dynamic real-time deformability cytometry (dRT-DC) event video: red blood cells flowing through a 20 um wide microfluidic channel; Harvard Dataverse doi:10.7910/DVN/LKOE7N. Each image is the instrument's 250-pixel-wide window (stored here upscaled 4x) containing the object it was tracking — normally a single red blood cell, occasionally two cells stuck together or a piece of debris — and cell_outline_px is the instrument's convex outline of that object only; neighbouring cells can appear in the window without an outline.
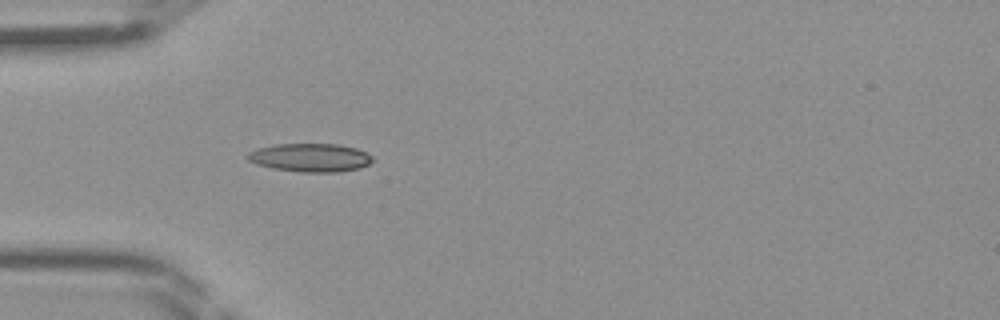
{"species": "Egyptian fruit bat (a non-hibernating species)", "species_latin": "Rousettus aegyptiacus", "temperature_condition": "room temperature", "stored_images_in_passage": 44, "camera_frame_rate_fps": 3000, "um_per_image_px": 0.085, "frame": {"image": 1, "passage_image": 13, "time_ms": 4.0, "image_size_px": [1000, 320], "cell_outline_px": [[376, 160], [360, 168], [340, 172], [300, 172], [272, 168], [256, 164], [248, 160], [248, 152], [256, 148], [276, 144], [340, 144], [356, 148], [372, 156]], "centroid_in_image_um": [26.39, 13.4], "position_along_channel_um": 58.6, "area_um2": 20.81}}
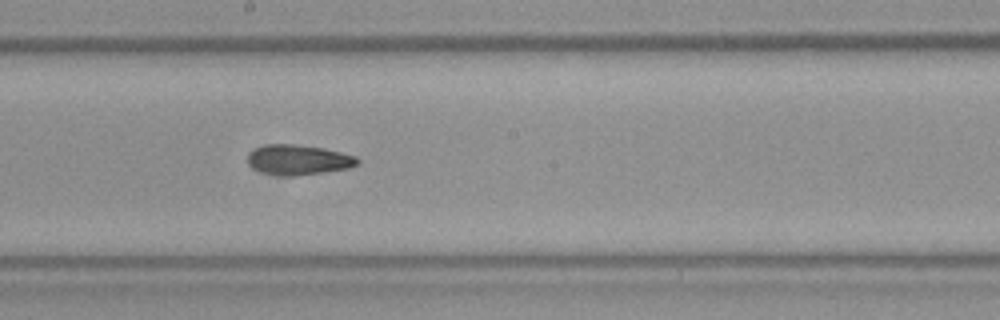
{"frame": {"image": 2, "passage_image": 24, "time_ms": 7.667, "image_size_px": [1000, 320], "cell_outline_px": [[360, 160], [356, 164], [348, 168], [292, 176], [280, 176], [260, 172], [252, 168], [248, 164], [248, 152], [256, 148], [268, 144], [296, 144], [324, 148], [356, 156]], "centroid_in_image_um": [25.31, 13.58], "position_along_channel_um": 222.9, "area_um2": 19.19}}
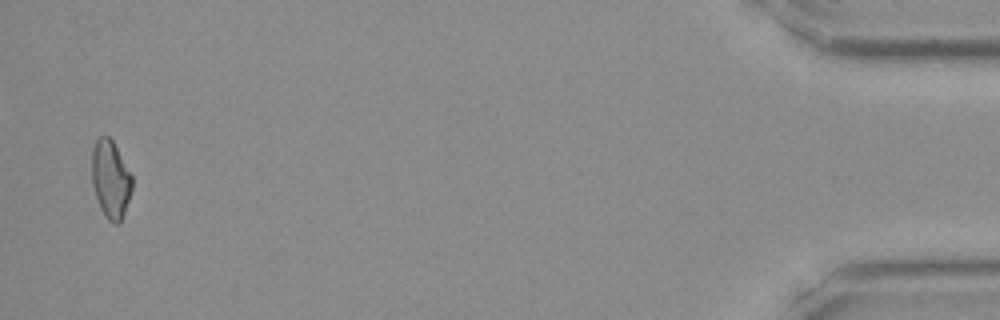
{"frame": {"image": 3, "passage_image": 43, "time_ms": 14.0, "image_size_px": [1000, 320], "cell_outline_px": [[132, 188], [120, 224], [116, 224], [108, 220], [104, 216], [100, 208], [92, 184], [92, 148], [96, 140], [100, 136], [108, 136], [112, 140], [132, 176]], "centroid_in_image_um": [9.39, 15.25], "position_along_channel_um": 425.8, "area_um2": 18.09}}